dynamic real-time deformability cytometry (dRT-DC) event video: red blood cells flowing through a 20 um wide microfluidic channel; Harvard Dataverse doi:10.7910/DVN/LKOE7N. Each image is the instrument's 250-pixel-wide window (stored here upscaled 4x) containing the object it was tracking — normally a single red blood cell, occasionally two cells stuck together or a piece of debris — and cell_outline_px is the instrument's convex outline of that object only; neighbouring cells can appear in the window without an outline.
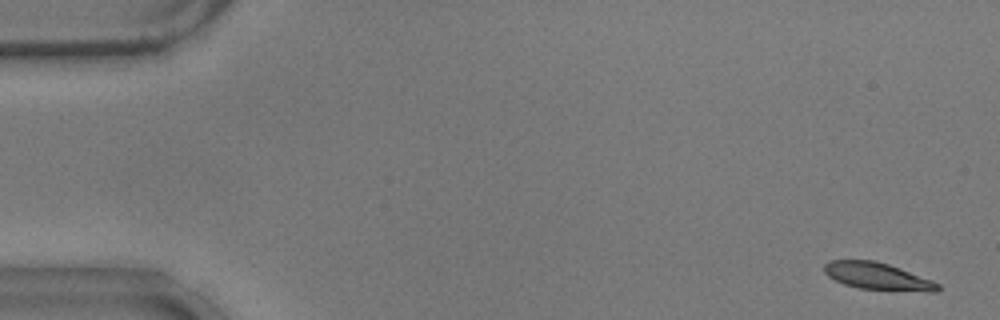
{"species": "common noctule bat (a hibernating species)", "species_latin": "Nyctalus noctula", "temperature_condition": "warm", "stored_images_in_passage": 11, "camera_frame_rate_fps": 3000, "um_per_image_px": 0.085, "animal": {"sex": "male", "body_mass_g": 17.9}, "frame": {"image": 1, "passage_image": 1, "time_ms": 0.0, "image_size_px": [1000, 320], "cell_outline_px": [[940, 288], [936, 292], [928, 292], [860, 288], [844, 284], [828, 276], [824, 272], [824, 264], [832, 260], [872, 260], [888, 264], [900, 268], [932, 280], [940, 284]], "centroid_in_image_um": [74.61, 23.48], "position_along_channel_um": 10.4, "area_um2": 17.8}}